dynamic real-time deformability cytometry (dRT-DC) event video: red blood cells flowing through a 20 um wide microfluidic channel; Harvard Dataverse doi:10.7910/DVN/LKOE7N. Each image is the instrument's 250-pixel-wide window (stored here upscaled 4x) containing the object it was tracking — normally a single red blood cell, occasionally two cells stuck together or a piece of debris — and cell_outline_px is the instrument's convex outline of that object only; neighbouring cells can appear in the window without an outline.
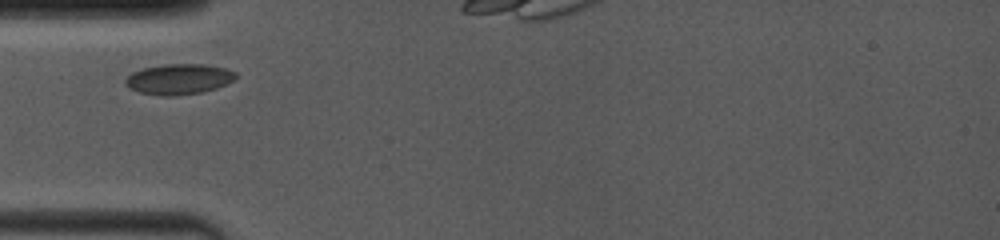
{"species": "common noctule bat (a hibernating species)", "species_latin": "Nyctalus noctula", "temperature_condition": "room temperature", "stored_images_in_passage": 6, "camera_frame_rate_fps": 4000, "um_per_image_px": 0.085, "animal": {"sex": "female", "body_mass_g": 19.0, "forearm_length_mm": 53.3}, "frame": {"image": 1, "passage_image": 1, "time_ms": 0.0, "image_size_px": [1000, 240], "cell_outline_px": [[236, 80], [216, 88], [200, 92], [176, 96], [160, 96], [140, 92], [128, 88], [124, 84], [124, 80], [132, 72], [144, 68], [164, 64], [204, 64], [224, 68], [236, 72]], "centroid_in_image_um": [15.19, 6.73], "position_along_channel_um": 69.8, "area_um2": 19.71}}